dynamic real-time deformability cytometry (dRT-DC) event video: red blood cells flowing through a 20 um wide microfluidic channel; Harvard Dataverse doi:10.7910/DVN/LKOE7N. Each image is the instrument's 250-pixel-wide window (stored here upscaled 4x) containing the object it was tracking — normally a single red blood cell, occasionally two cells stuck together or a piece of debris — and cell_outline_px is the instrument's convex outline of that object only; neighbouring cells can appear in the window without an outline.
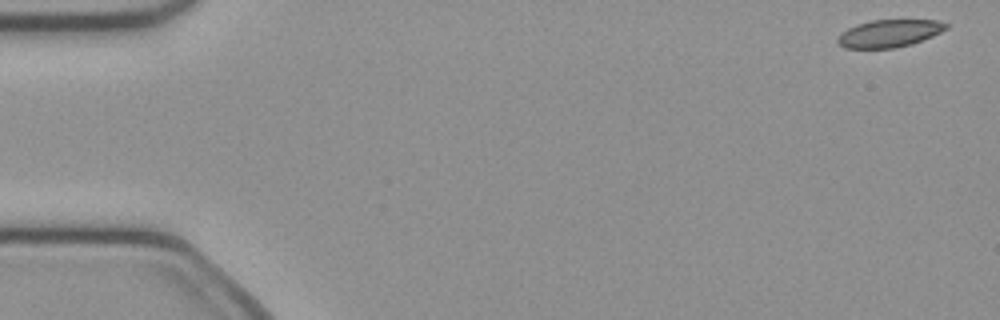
{"species": "common noctule bat (a hibernating species)", "species_latin": "Nyctalus noctula", "temperature_condition": "cold", "stored_images_in_passage": 49, "camera_frame_rate_fps": 3000, "um_per_image_px": 0.085, "animal": {"sex": "female", "body_mass_g": 21.9}, "frame": {"image": 1, "passage_image": 1, "time_ms": 0.0, "image_size_px": [1000, 320], "cell_outline_px": [[948, 28], [932, 36], [912, 44], [892, 48], [844, 48], [836, 40], [840, 32], [856, 24], [872, 20], [936, 20], [948, 24]], "centroid_in_image_um": [75.56, 2.83], "position_along_channel_um": 9.4, "area_um2": 17.34}}
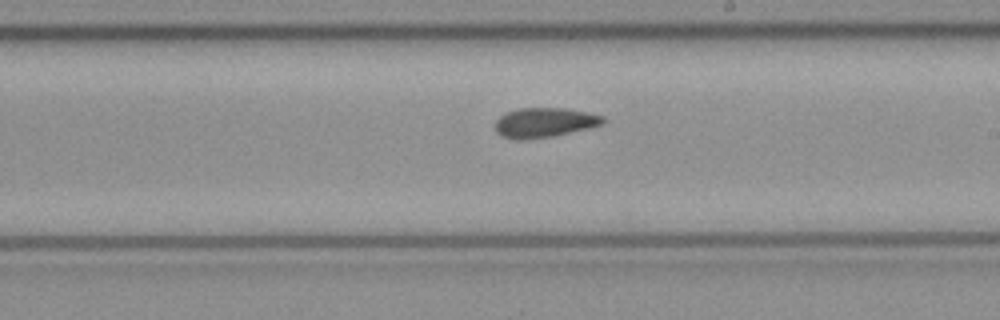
{"frame": {"image": 2, "passage_image": 28, "time_ms": 9.0, "image_size_px": [1000, 320], "cell_outline_px": [[604, 124], [588, 128], [552, 136], [524, 140], [516, 140], [500, 136], [496, 132], [496, 120], [500, 116], [508, 112], [520, 108], [564, 108], [588, 112], [604, 116]], "centroid_in_image_um": [46.27, 10.42], "position_along_channel_um": 242.7, "area_um2": 18.61}}
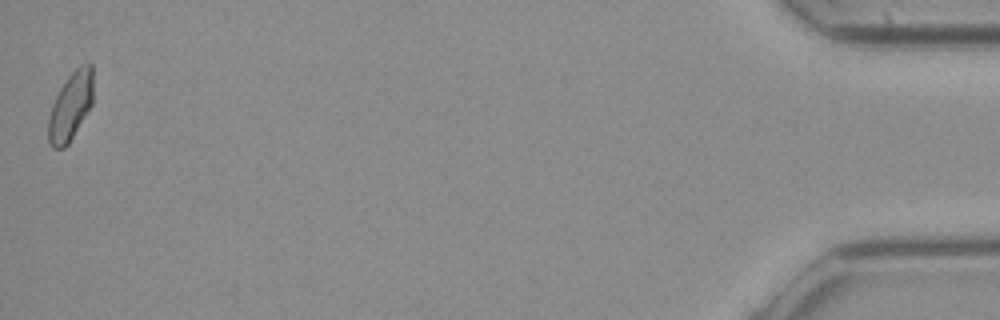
{"frame": {"image": 3, "passage_image": 49, "time_ms": 16.0, "image_size_px": [1000, 320], "cell_outline_px": [[92, 104], [68, 144], [64, 148], [52, 148], [48, 140], [48, 120], [52, 104], [60, 88], [68, 76], [80, 64], [88, 60], [92, 64]], "centroid_in_image_um": [6.0, 9.0], "position_along_channel_um": 429.2, "area_um2": 17.74}, "authors_computed_cell_mechanics": {"area_um2": 18.496, "velocity_mm_per_s": 4.0975, "shape_relaxation_time_tau1_ms": null, "shape_relaxation_time_tau2_ms": 3.4926, "deformation_change_tau1": null, "deformation_change_tau2": 0.0844}}